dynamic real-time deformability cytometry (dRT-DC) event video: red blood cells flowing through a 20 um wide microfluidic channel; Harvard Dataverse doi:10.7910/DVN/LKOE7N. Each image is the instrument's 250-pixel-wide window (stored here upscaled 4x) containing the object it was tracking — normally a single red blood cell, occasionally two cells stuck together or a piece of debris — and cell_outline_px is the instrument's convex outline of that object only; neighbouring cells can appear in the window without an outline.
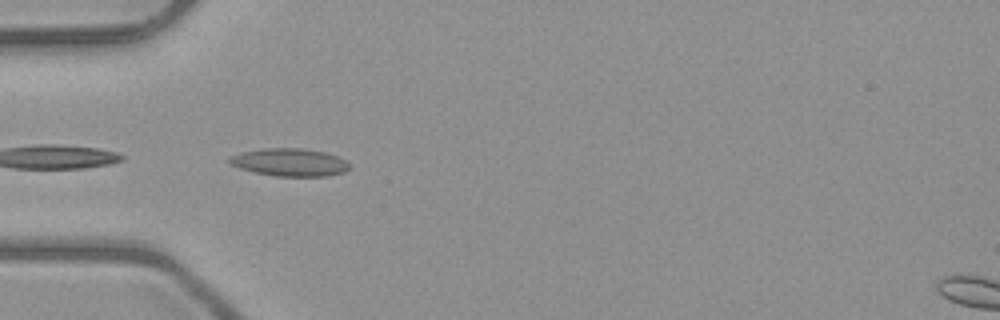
{"species": "common noctule bat (a hibernating species)", "species_latin": "Nyctalus noctula", "temperature_condition": "room temperature", "stored_images_in_passage": 6, "camera_frame_rate_fps": 3000, "um_per_image_px": 0.085, "animal": {"sex": "male", "body_mass_g": 23.1, "forearm_length_mm": 52.7}, "frame": {"image": 1, "passage_image": 2, "time_ms": 0.333, "image_size_px": [1000, 320], "cell_outline_px": [[352, 168], [344, 172], [328, 176], [276, 176], [256, 172], [240, 168], [228, 164], [228, 156], [240, 152], [264, 148], [304, 148], [324, 152], [340, 156]], "centroid_in_image_um": [24.62, 13.79], "position_along_channel_um": 60.4, "area_um2": 19.59}}